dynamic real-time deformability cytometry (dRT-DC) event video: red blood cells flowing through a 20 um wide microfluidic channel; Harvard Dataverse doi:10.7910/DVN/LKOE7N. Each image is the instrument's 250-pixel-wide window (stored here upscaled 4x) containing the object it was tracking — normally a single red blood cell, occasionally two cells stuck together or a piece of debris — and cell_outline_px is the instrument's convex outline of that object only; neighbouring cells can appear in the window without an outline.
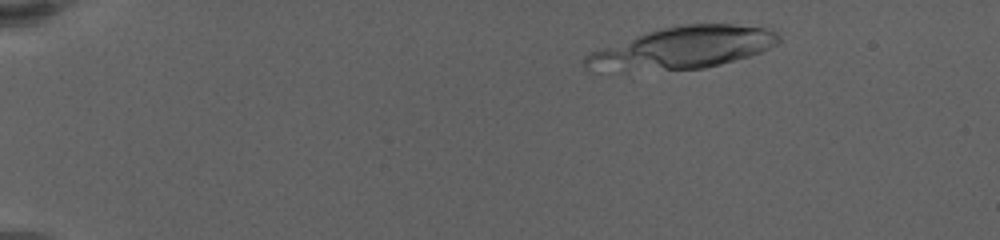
{"species": "human", "species_latin": "Homo sapiens", "temperature_condition": "warm", "stored_images_in_passage": 24, "camera_frame_rate_fps": 3000, "um_per_image_px": 0.085, "donor": {"sex": "female"}, "frame": {"image": 1, "passage_image": 4, "time_ms": 1.333, "image_size_px": [1000, 240], "cell_outline_px": [[780, 40], [776, 44], [760, 52], [748, 56], [720, 64], [704, 68], [624, 72], [588, 68], [584, 64], [584, 56], [596, 48], [648, 32], [664, 28], [688, 24], [732, 24], [768, 28], [776, 32], [780, 36]], "centroid_in_image_um": [57.99, 4.08], "position_along_channel_um": 27.0, "area_um2": 47.16}}